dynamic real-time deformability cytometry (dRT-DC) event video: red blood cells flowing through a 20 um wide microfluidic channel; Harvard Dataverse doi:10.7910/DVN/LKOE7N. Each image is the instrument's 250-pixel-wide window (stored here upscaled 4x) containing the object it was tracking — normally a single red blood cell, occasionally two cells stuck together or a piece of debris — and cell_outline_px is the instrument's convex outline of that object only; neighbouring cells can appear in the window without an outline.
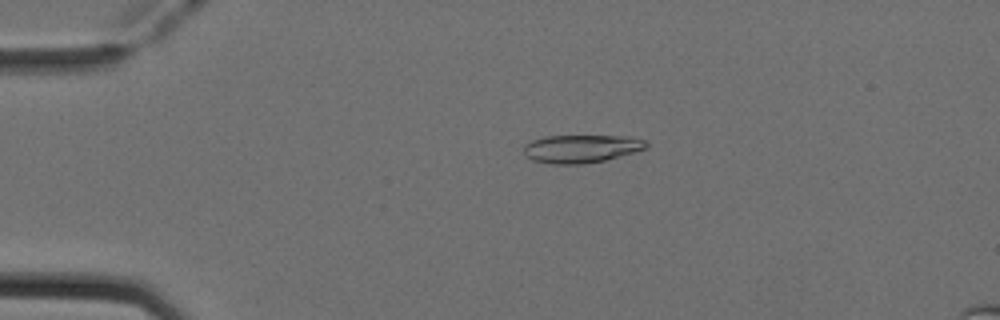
{"species": "Egyptian fruit bat (a non-hibernating species)", "species_latin": "Rousettus aegyptiacus", "temperature_condition": "cold", "stored_images_in_passage": 41, "camera_frame_rate_fps": 3000, "um_per_image_px": 0.085, "animal": {"sex": "female"}, "frame": {"image": 1, "passage_image": 10, "time_ms": 3.0, "image_size_px": [1000, 320], "cell_outline_px": [[648, 148], [636, 152], [604, 160], [580, 164], [552, 164], [532, 160], [524, 152], [524, 144], [532, 140], [544, 136], [632, 136], [648, 140]], "centroid_in_image_um": [49.46, 12.62], "position_along_channel_um": 35.5, "area_um2": 20.17}}
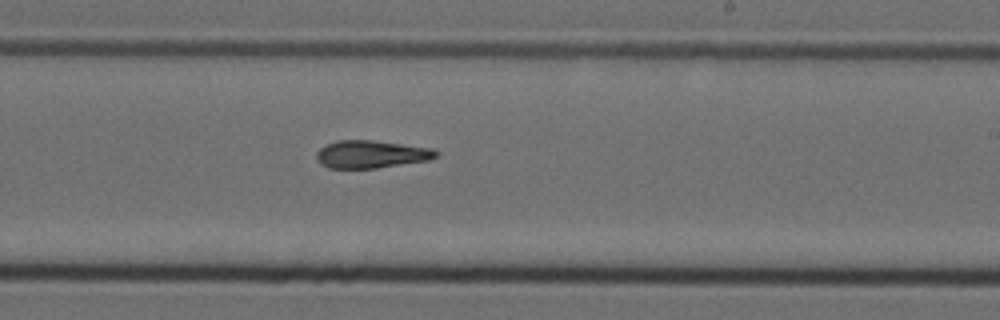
{"frame": {"image": 2, "passage_image": 30, "time_ms": 9.667, "image_size_px": [1000, 320], "cell_outline_px": [[440, 156], [428, 160], [376, 168], [328, 168], [320, 164], [316, 160], [316, 152], [320, 148], [336, 140], [372, 140], [432, 148], [440, 152]], "centroid_in_image_um": [31.55, 13.11], "position_along_channel_um": 257.4, "area_um2": 19.36}}
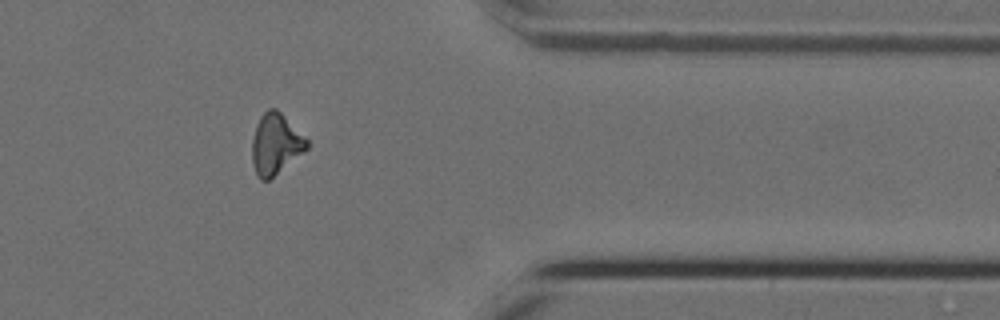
{"frame": {"image": 3, "passage_image": 41, "time_ms": 13.333, "image_size_px": [1000, 320], "cell_outline_px": [[308, 148], [304, 152], [268, 180], [260, 180], [256, 176], [252, 164], [252, 140], [256, 124], [260, 116], [268, 108], [276, 108], [308, 140]], "centroid_in_image_um": [23.4, 12.25], "position_along_channel_um": 388.0, "area_um2": 19.31}, "authors_computed_cell_mechanics": {"area_um2": 19.8832, "velocity_mm_per_s": 3.9641, "shape_relaxation_time_tau1_ms": 9.3885, "shape_relaxation_time_tau2_ms": 4.8906, "deformation_change_tau1": 0.2005, "deformation_change_tau2": 0.1326}}